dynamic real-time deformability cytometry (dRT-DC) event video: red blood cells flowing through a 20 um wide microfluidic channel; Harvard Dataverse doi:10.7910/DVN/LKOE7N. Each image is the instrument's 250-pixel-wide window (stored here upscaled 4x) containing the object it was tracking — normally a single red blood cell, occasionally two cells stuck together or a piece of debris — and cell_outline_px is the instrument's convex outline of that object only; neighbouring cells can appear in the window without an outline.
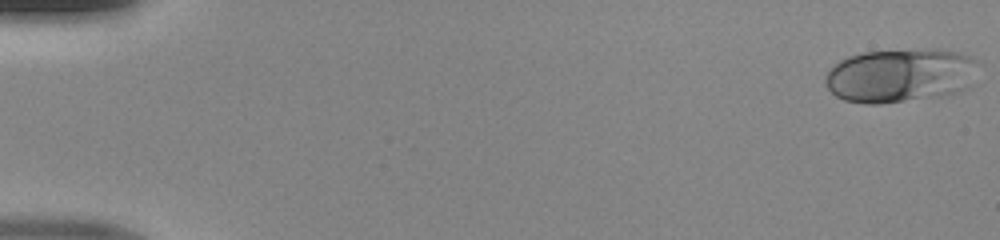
{"species": "human", "species_latin": "Homo sapiens", "temperature_condition": "room temperature", "stored_images_in_passage": 47, "camera_frame_rate_fps": 3000, "um_per_image_px": 0.085, "donor": {"sex": "male"}, "frame": {"image": 1, "passage_image": 1, "time_ms": 0.0, "image_size_px": [1000, 240], "cell_outline_px": [[980, 64], [968, 88], [960, 92], [940, 96], [880, 104], [864, 104], [844, 100], [836, 96], [824, 84], [824, 76], [828, 68], [840, 60], [848, 56], [864, 52], [924, 48], [936, 48], [960, 52], [972, 56], [980, 60]], "centroid_in_image_um": [76.55, 6.39], "position_along_channel_um": 8.4, "area_um2": 49.19}}
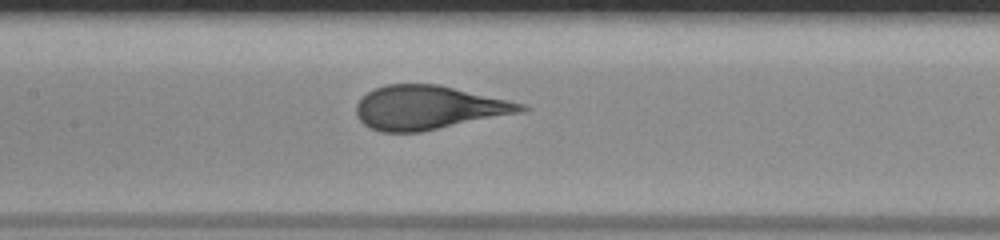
{"frame": {"image": 2, "passage_image": 24, "time_ms": 7.667, "image_size_px": [1000, 240], "cell_outline_px": [[532, 108], [524, 112], [420, 132], [380, 132], [368, 128], [356, 116], [356, 104], [368, 92], [384, 84], [440, 84], [508, 100], [524, 104]], "centroid_in_image_um": [36.43, 9.15], "position_along_channel_um": 171.0, "area_um2": 42.25}}
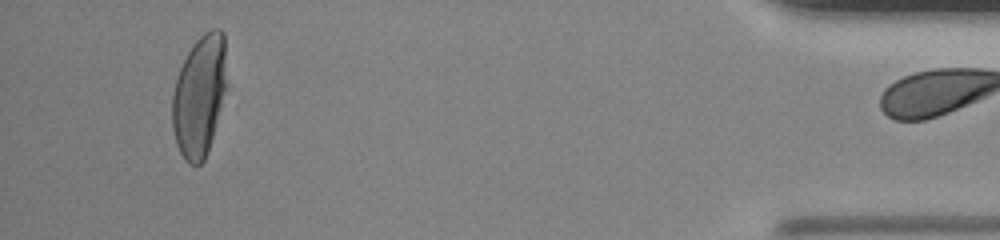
{"frame": {"image": 3, "passage_image": 46, "time_ms": 15.0, "image_size_px": [1000, 240], "cell_outline_px": [[228, 88], [204, 160], [200, 164], [188, 164], [184, 160], [176, 144], [172, 128], [172, 96], [176, 80], [180, 68], [188, 52], [196, 40], [204, 32], [212, 28], [220, 28], [224, 32], [228, 84]], "centroid_in_image_um": [16.98, 8.11], "position_along_channel_um": 418.2, "area_um2": 39.02}}